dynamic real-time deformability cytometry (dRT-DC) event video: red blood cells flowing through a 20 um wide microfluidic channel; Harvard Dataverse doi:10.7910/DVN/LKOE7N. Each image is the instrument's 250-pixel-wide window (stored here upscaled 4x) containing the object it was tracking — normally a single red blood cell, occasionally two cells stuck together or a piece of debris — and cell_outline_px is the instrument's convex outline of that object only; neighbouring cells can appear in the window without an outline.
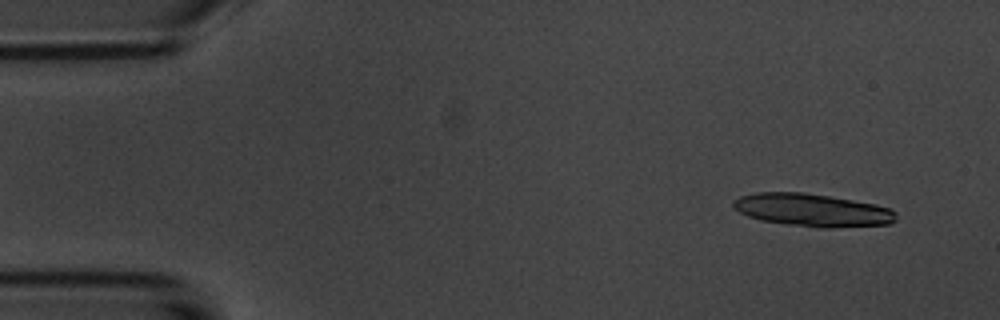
{"species": "common noctule bat (a hibernating species)", "species_latin": "Nyctalus noctula", "temperature_condition": "room temperature", "stored_images_in_passage": 6, "segment_of_instrument_passage": [1, 2], "camera_frame_rate_fps": 3000, "um_per_image_px": 0.085, "animal": {"sex": "male", "body_mass_g": 20.1, "forearm_length_mm": 53.5}, "frame": {"image": 1, "passage_image": 1, "time_ms": 0.0, "image_size_px": [1000, 320], "cell_outline_px": [[896, 220], [892, 224], [832, 228], [820, 228], [788, 224], [760, 220], [748, 216], [740, 212], [732, 204], [732, 200], [740, 196], [756, 192], [804, 192], [876, 204], [892, 208], [896, 212]], "centroid_in_image_um": [69.09, 17.86], "position_along_channel_um": 15.9, "area_um2": 31.27}}